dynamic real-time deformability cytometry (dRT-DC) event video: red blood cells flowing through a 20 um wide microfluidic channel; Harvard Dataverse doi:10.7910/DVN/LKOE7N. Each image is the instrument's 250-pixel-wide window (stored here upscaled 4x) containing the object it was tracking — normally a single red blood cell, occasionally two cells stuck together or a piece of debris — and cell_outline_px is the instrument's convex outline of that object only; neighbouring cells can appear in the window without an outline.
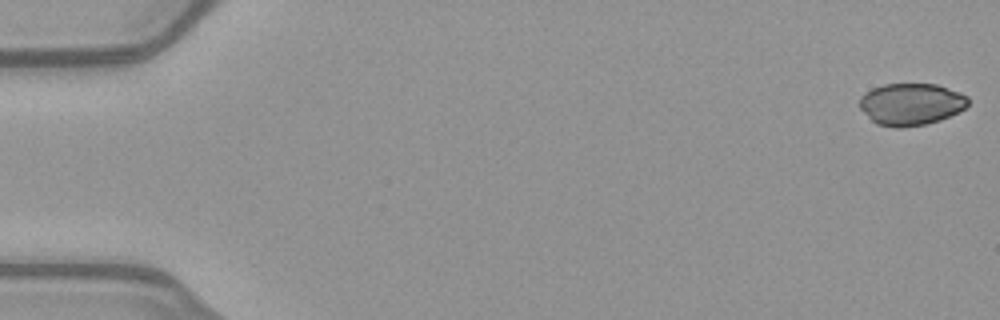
{"species": "common noctule bat (a hibernating species)", "species_latin": "Nyctalus noctula", "temperature_condition": "warm", "stored_images_in_passage": 51, "camera_frame_rate_fps": 3000, "um_per_image_px": 0.085, "animal": {"sex": "female", "body_mass_g": 21.9}, "frame": {"image": 1, "passage_image": 1, "time_ms": 0.0, "image_size_px": [1000, 320], "cell_outline_px": [[968, 104], [964, 108], [940, 120], [924, 124], [900, 128], [892, 128], [876, 124], [860, 108], [860, 96], [864, 92], [872, 88], [884, 84], [936, 84], [960, 92], [968, 96]], "centroid_in_image_um": [77.41, 8.85], "position_along_channel_um": 7.6, "area_um2": 26.53}}
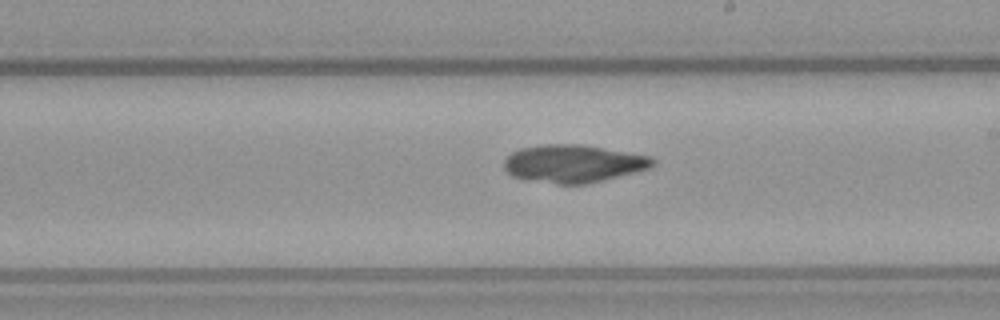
{"frame": {"image": 2, "passage_image": 30, "time_ms": 9.667, "image_size_px": [1000, 320], "cell_outline_px": [[656, 164], [652, 168], [588, 184], [556, 184], [524, 180], [512, 176], [504, 168], [504, 160], [512, 152], [520, 148], [544, 144], [580, 144], [652, 156], [656, 160]], "centroid_in_image_um": [48.76, 13.91], "position_along_channel_um": 240.2, "area_um2": 33.12}}
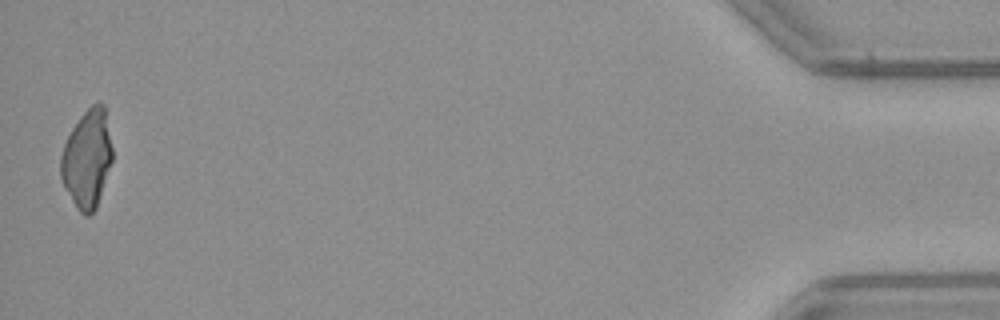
{"frame": {"image": 3, "passage_image": 51, "time_ms": 16.667, "image_size_px": [1000, 320], "cell_outline_px": [[112, 160], [96, 208], [88, 216], [84, 216], [76, 208], [64, 188], [60, 176], [60, 156], [64, 144], [72, 128], [80, 116], [92, 104], [104, 104], [112, 148]], "centroid_in_image_um": [7.38, 13.52], "position_along_channel_um": 427.8, "area_um2": 29.36}}